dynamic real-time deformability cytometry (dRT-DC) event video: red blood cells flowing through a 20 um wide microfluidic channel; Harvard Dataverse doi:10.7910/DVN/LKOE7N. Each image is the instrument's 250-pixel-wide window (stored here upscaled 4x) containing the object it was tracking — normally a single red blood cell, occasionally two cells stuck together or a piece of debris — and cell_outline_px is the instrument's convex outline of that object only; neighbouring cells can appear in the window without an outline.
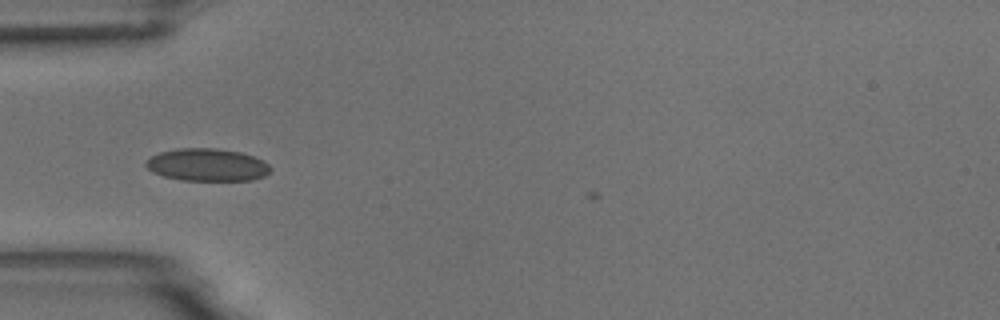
{"species": "common noctule bat (a hibernating species)", "species_latin": "Nyctalus noctula", "temperature_condition": "room temperature", "stored_images_in_passage": 4, "camera_frame_rate_fps": 3000, "um_per_image_px": 0.085, "animal": {"sex": "male", "body_mass_g": 18.8}, "frame": {"image": 1, "passage_image": 1, "time_ms": 0.0, "image_size_px": [1000, 320], "cell_outline_px": [[272, 168], [264, 176], [252, 180], [180, 180], [164, 176], [152, 172], [144, 164], [152, 156], [160, 152], [180, 148], [216, 148], [240, 152], [264, 160]], "centroid_in_image_um": [17.62, 14.01], "position_along_channel_um": 67.4, "area_um2": 23.52}}